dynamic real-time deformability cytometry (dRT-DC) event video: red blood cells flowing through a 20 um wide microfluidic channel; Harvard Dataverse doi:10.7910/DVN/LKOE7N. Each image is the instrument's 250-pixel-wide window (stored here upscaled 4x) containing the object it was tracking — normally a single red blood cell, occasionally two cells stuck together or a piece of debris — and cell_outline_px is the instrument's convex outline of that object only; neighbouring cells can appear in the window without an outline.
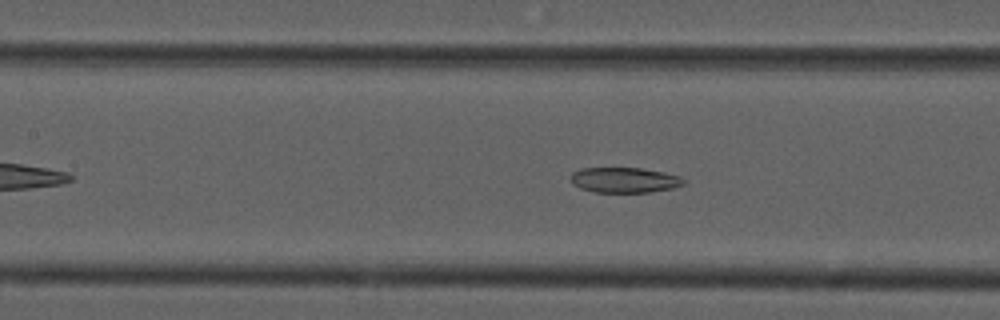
{"species": "common noctule bat (a hibernating species)", "species_latin": "Nyctalus noctula", "temperature_condition": "cold", "stored_images_in_passage": 44, "camera_frame_rate_fps": 3000, "um_per_image_px": 0.085, "animal": {"sex": "male", "forearm_length_mm": 52.5}, "frame": {"image": 1, "passage_image": 17, "time_ms": 5.333, "image_size_px": [1000, 320], "cell_outline_px": [[684, 184], [672, 188], [648, 192], [596, 192], [580, 188], [572, 184], [568, 180], [572, 172], [580, 168], [640, 168], [664, 172], [680, 176], [684, 180]], "centroid_in_image_um": [53.02, 15.29], "position_along_channel_um": 154.4, "area_um2": 16.7}}
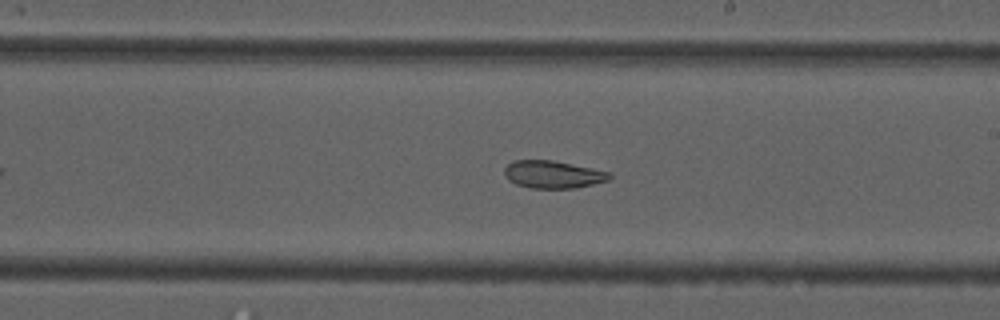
{"frame": {"image": 2, "passage_image": 24, "time_ms": 7.667, "image_size_px": [1000, 320], "cell_outline_px": [[612, 176], [608, 180], [576, 188], [528, 188], [516, 184], [508, 180], [504, 176], [504, 168], [512, 160], [552, 160], [612, 172]], "centroid_in_image_um": [46.98, 14.83], "position_along_channel_um": 242.0, "area_um2": 16.99}}
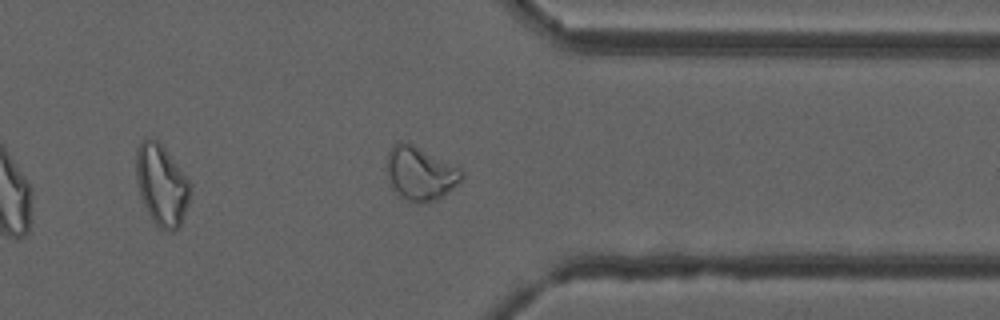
{"frame": {"image": 3, "passage_image": 35, "time_ms": 11.333, "image_size_px": [1000, 320], "cell_outline_px": [[464, 176], [448, 192], [436, 200], [424, 204], [416, 204], [400, 196], [388, 184], [388, 152], [396, 144], [412, 144], [460, 168], [464, 172]], "centroid_in_image_um": [35.73, 14.8], "position_along_channel_um": 375.7, "area_um2": 22.95}, "authors_computed_cell_mechanics": {"area_um2": 19.7387, "velocity_mm_per_s": 3.7717, "shape_relaxation_time_tau1_ms": null, "shape_relaxation_time_tau2_ms": 3.1826, "deformation_change_tau1": null, "deformation_change_tau2": 0.0918}}